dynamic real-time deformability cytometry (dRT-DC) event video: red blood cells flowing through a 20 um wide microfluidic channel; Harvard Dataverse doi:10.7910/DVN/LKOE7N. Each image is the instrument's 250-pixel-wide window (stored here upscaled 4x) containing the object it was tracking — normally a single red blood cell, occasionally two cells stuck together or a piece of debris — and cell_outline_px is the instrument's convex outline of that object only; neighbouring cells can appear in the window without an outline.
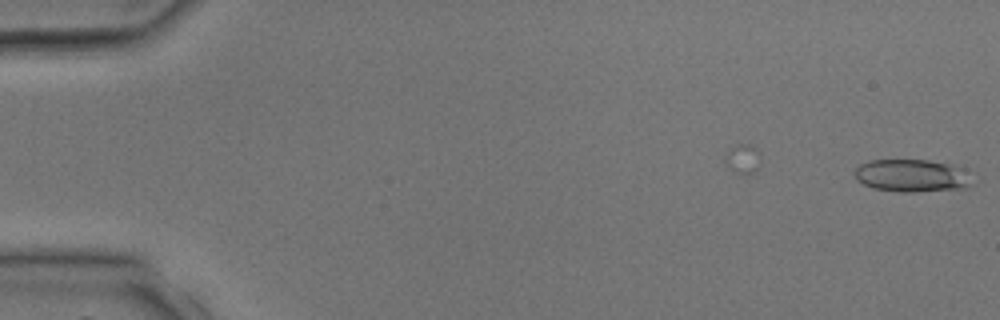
{"species": "common noctule bat (a hibernating species)", "species_latin": "Nyctalus noctula", "temperature_condition": "room temperature", "stored_images_in_passage": 2, "camera_frame_rate_fps": 3000, "um_per_image_px": 0.085, "animal": {"sex": "male", "body_mass_g": 17.9, "forearm_length_mm": 54.2}, "frame": {"image": 1, "passage_image": 2, "time_ms": 1.333, "image_size_px": [1000, 320], "cell_outline_px": [[976, 184], [968, 188], [912, 192], [900, 192], [872, 188], [856, 180], [856, 168], [860, 164], [868, 160], [928, 160], [948, 164], [964, 168]], "centroid_in_image_um": [77.56, 14.94], "position_along_channel_um": 7.4, "area_um2": 22.6}}